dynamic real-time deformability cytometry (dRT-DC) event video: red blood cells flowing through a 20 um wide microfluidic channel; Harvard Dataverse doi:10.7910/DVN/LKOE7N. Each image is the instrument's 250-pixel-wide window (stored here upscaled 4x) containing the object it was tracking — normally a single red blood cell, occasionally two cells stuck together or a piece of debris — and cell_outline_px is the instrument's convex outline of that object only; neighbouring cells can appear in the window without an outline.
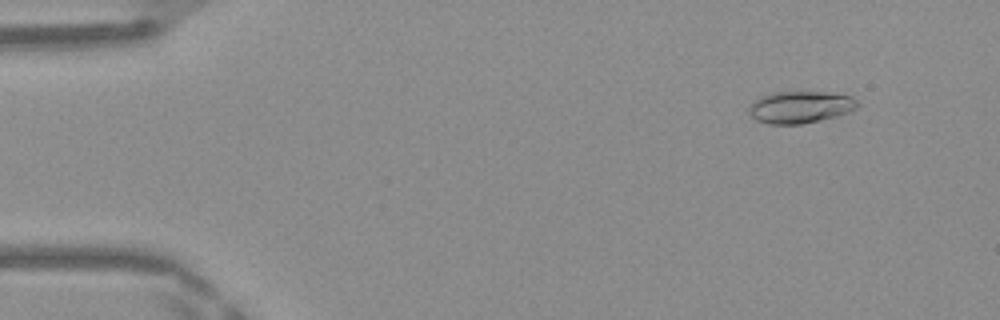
{"species": "Egyptian fruit bat (a non-hibernating species)", "species_latin": "Rousettus aegyptiacus", "temperature_condition": "warm", "stored_images_in_passage": 48, "camera_frame_rate_fps": 3000, "um_per_image_px": 0.085, "frame": {"image": 1, "passage_image": 5, "time_ms": 1.333, "image_size_px": [1000, 320], "cell_outline_px": [[860, 104], [856, 108], [848, 112], [836, 116], [820, 120], [800, 124], [768, 124], [756, 120], [748, 112], [748, 108], [760, 96], [772, 92], [828, 92], [852, 96]], "centroid_in_image_um": [68.02, 9.1], "position_along_channel_um": 17.0, "area_um2": 20.23}}
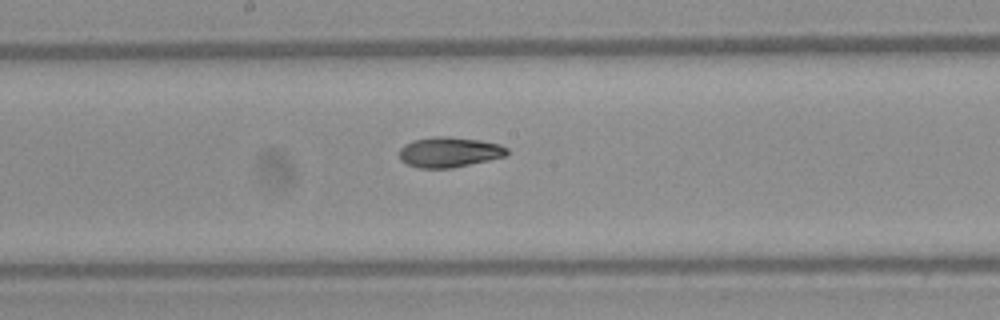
{"frame": {"image": 2, "passage_image": 26, "time_ms": 8.333, "image_size_px": [1000, 320], "cell_outline_px": [[508, 156], [452, 168], [420, 168], [408, 164], [400, 160], [400, 148], [404, 144], [412, 140], [432, 136], [444, 136], [480, 140], [500, 144], [508, 148]], "centroid_in_image_um": [38.2, 12.92], "position_along_channel_um": 210.0, "area_um2": 19.13}}
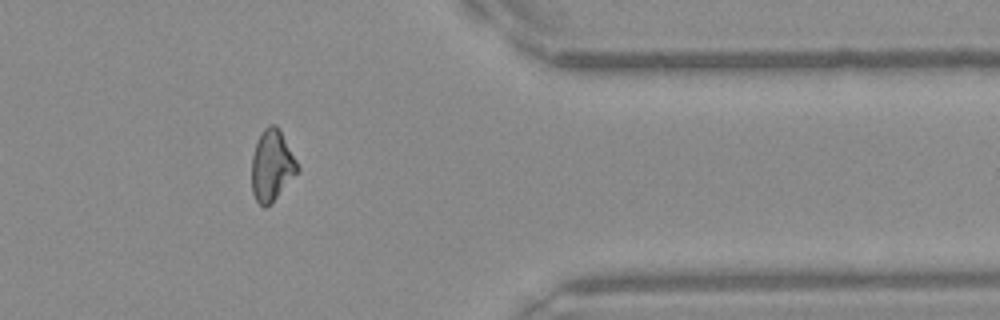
{"frame": {"image": 3, "passage_image": 40, "time_ms": 13.0, "image_size_px": [1000, 320], "cell_outline_px": [[300, 168], [276, 196], [264, 208], [256, 200], [252, 192], [252, 156], [256, 144], [264, 128], [268, 124], [276, 124], [280, 128]], "centroid_in_image_um": [23.1, 14.01], "position_along_channel_um": 388.3, "area_um2": 18.5}, "authors_computed_cell_mechanics": {"area_um2": 19.1318, "velocity_mm_per_s": 4.1956, "shape_relaxation_time_tau1_ms": 7.2505, "shape_relaxation_time_tau2_ms": 2.0452, "deformation_change_tau1": 0.2023, "deformation_change_tau2": 0.0728}}